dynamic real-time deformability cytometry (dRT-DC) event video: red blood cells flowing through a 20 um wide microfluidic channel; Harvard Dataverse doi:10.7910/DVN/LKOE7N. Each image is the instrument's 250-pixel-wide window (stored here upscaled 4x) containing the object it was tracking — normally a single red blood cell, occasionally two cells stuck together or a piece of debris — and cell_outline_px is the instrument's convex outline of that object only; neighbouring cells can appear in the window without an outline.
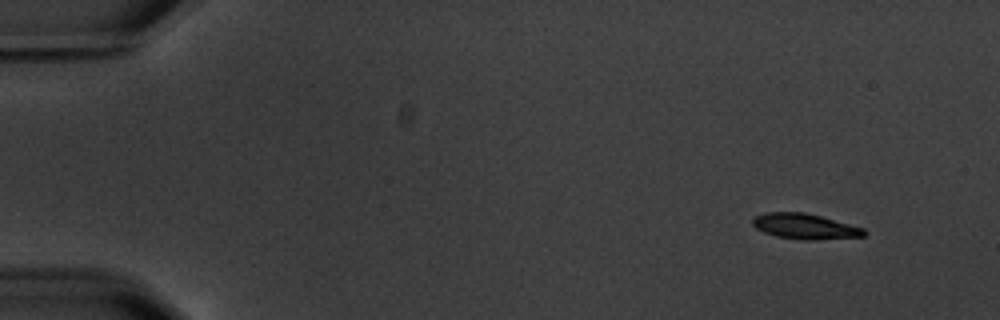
{"species": "common noctule bat (a hibernating species)", "species_latin": "Nyctalus noctula", "temperature_condition": "warm", "stored_images_in_passage": 4, "camera_frame_rate_fps": 3000, "um_per_image_px": 0.085, "animal": {"sex": "male", "body_mass_g": 20.1, "forearm_length_mm": 53.5}, "frame": {"image": 1, "passage_image": 1, "time_ms": 0.0, "image_size_px": [1000, 320], "cell_outline_px": [[868, 232], [864, 236], [812, 240], [804, 240], [776, 236], [764, 232], [756, 228], [752, 224], [752, 220], [756, 216], [764, 212], [804, 212], [820, 216], [864, 228]], "centroid_in_image_um": [68.41, 19.24], "position_along_channel_um": 16.6, "area_um2": 16.42}}